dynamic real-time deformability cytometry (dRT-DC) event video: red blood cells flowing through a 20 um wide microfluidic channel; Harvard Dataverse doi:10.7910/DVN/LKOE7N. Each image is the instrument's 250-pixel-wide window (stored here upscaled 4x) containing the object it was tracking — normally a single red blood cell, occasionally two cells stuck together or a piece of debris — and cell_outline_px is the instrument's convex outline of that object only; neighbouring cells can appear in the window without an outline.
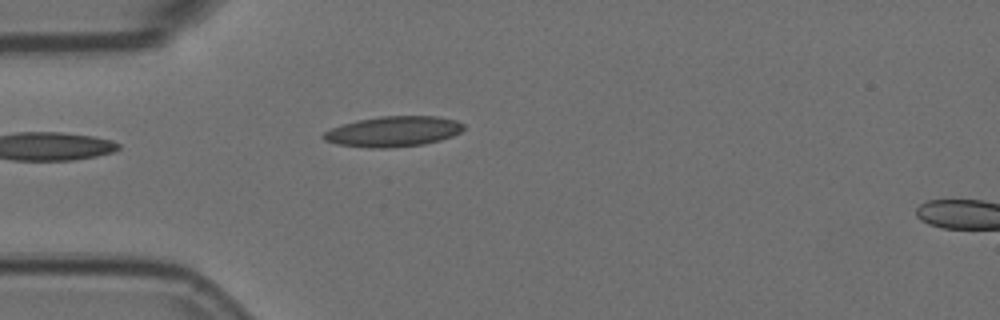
{"species": "Egyptian fruit bat (a non-hibernating species)", "species_latin": "Rousettus aegyptiacus", "temperature_condition": "room temperature", "stored_images_in_passage": 5, "camera_frame_rate_fps": 3000, "um_per_image_px": 0.085, "animal": {"sex": "female"}, "frame": {"image": 1, "passage_image": 5, "time_ms": 1.333, "image_size_px": [1000, 320], "cell_outline_px": [[464, 128], [460, 132], [452, 136], [440, 140], [424, 144], [388, 148], [368, 148], [336, 144], [324, 140], [320, 136], [324, 132], [332, 128], [356, 120], [380, 116], [436, 116], [456, 120], [464, 124]], "centroid_in_image_um": [33.41, 11.18], "position_along_channel_um": 51.6, "area_um2": 24.91}}